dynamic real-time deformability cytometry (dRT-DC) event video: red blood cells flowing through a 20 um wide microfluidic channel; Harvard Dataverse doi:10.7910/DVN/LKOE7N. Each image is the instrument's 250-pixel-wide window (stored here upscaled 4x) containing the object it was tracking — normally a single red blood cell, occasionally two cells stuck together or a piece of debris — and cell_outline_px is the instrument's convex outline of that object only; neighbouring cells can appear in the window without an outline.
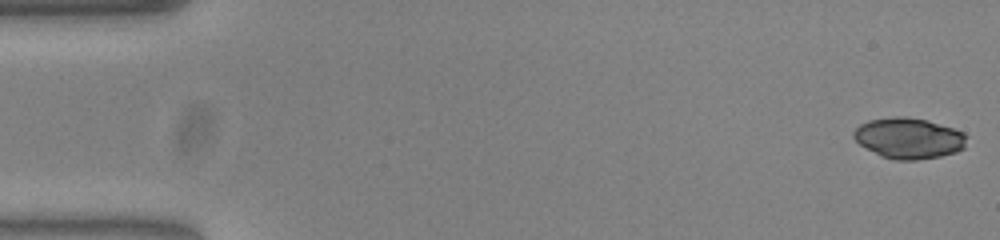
{"species": "common noctule bat (a hibernating species)", "species_latin": "Nyctalus noctula", "temperature_condition": "warm", "stored_images_in_passage": 53, "camera_frame_rate_fps": 3000, "um_per_image_px": 0.085, "animal": {"sex": "female", "body_mass_g": 23.0, "forearm_length_mm": 53.4}, "frame": {"image": 1, "passage_image": 1, "time_ms": 0.0, "image_size_px": [1000, 240], "cell_outline_px": [[968, 136], [964, 148], [956, 152], [940, 156], [916, 160], [896, 160], [880, 156], [860, 144], [852, 136], [852, 132], [860, 124], [868, 120], [892, 116], [908, 116], [928, 120], [964, 132]], "centroid_in_image_um": [77.24, 11.73], "position_along_channel_um": 7.8, "area_um2": 27.11}}